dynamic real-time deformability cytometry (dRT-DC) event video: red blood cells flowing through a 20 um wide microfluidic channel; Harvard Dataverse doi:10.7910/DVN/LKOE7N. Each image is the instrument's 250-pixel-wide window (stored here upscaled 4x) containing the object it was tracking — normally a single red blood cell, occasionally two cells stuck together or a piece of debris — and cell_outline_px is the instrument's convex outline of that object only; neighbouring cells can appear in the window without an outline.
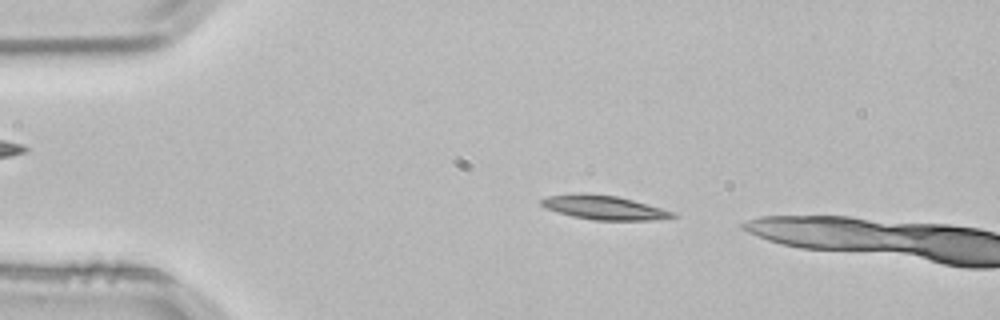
{"species": "common noctule bat (a hibernating species)", "species_latin": "Nyctalus noctula", "temperature_condition": "room temperature", "stored_images_in_passage": 2, "camera_frame_rate_fps": 3000, "um_per_image_px": 0.085, "animal": {"sex": "male", "body_mass_g": 21.5, "forearm_length_mm": 52.0}, "frame": {"image": 1, "passage_image": 1, "time_ms": 0.0, "image_size_px": [1000, 320], "cell_outline_px": [[676, 216], [652, 220], [596, 220], [572, 216], [556, 212], [544, 208], [540, 204], [540, 200], [548, 196], [576, 192], [584, 192], [616, 196], [632, 200], [676, 212]], "centroid_in_image_um": [51.27, 17.62], "position_along_channel_um": 33.7, "area_um2": 18.5}}